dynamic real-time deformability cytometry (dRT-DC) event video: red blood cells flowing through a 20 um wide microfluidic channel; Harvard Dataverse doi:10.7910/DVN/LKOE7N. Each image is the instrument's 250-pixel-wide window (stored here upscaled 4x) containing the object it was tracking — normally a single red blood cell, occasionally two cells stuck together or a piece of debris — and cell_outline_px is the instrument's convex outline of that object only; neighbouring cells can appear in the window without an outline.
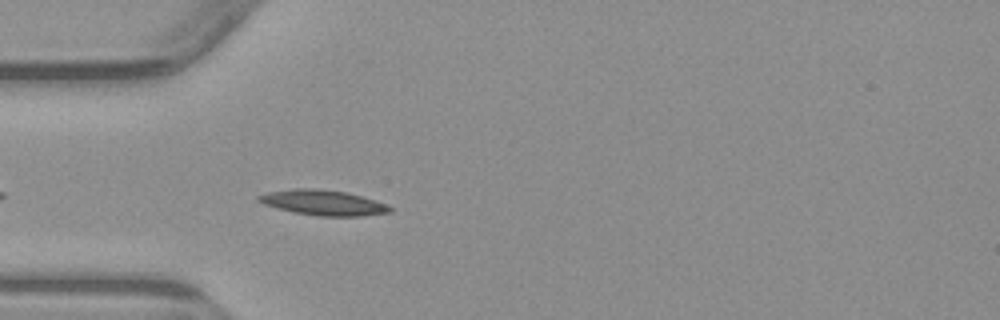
{"species": "common noctule bat (a hibernating species)", "species_latin": "Nyctalus noctula", "temperature_condition": "warm", "stored_images_in_passage": 4, "camera_frame_rate_fps": 3000, "um_per_image_px": 0.085, "animal": {"sex": "male", "body_mass_g": 23.1, "forearm_length_mm": 52.7}, "frame": {"image": 1, "passage_image": 4, "time_ms": 4.667, "image_size_px": [1000, 320], "cell_outline_px": [[392, 212], [364, 216], [316, 216], [292, 212], [264, 204], [256, 200], [256, 196], [268, 192], [296, 188], [316, 188], [348, 192], [376, 200], [388, 204], [392, 208]], "centroid_in_image_um": [27.5, 17.22], "position_along_channel_um": 57.5, "area_um2": 19.59}}